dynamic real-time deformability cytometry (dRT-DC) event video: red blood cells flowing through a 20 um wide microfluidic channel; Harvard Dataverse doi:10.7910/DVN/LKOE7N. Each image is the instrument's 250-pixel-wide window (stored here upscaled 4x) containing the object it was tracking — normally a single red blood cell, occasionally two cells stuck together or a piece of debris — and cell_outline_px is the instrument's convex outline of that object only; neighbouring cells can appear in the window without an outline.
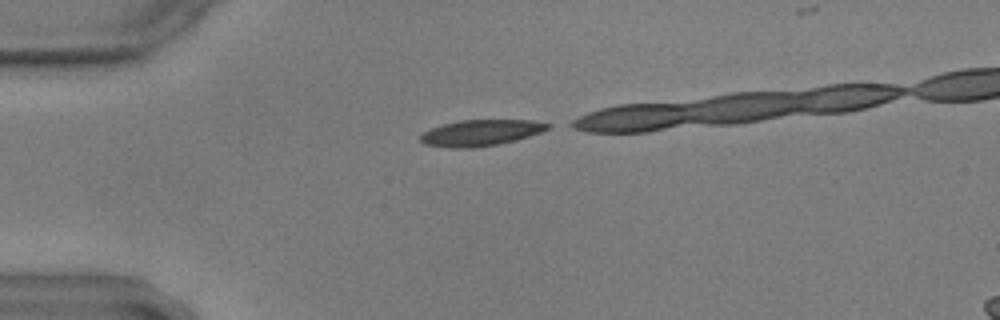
{"species": "common noctule bat (a hibernating species)", "species_latin": "Nyctalus noctula", "temperature_condition": "warm", "stored_images_in_passage": 12, "camera_frame_rate_fps": 3000, "um_per_image_px": 0.085, "animal": {"sex": "male", "body_mass_g": 17.9, "forearm_length_mm": 54.2}, "frame": {"image": 1, "passage_image": 1, "time_ms": 0.0, "image_size_px": [1000, 320], "cell_outline_px": [[552, 128], [516, 140], [496, 144], [472, 148], [448, 148], [424, 144], [420, 140], [420, 136], [424, 132], [432, 128], [444, 124], [460, 120], [532, 120], [552, 124]], "centroid_in_image_um": [40.88, 11.29], "position_along_channel_um": 44.1, "area_um2": 19.31}}